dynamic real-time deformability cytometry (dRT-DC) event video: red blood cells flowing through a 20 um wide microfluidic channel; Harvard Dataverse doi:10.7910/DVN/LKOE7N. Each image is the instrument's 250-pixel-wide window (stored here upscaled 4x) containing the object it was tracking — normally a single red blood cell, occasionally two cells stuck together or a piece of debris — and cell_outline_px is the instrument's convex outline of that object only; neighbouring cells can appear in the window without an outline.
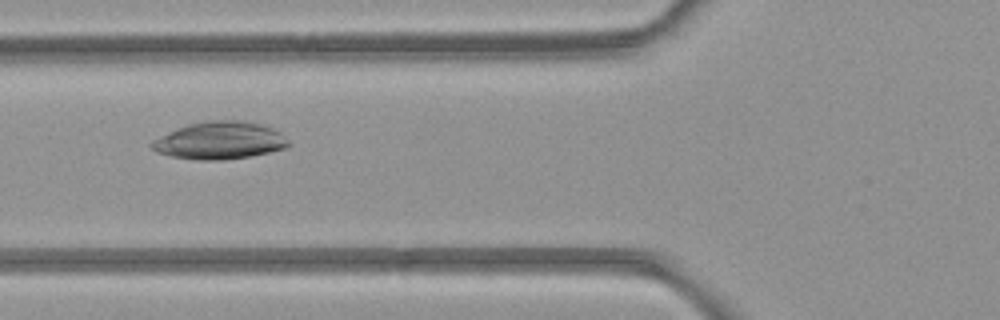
{"species": "common noctule bat (a hibernating species)", "species_latin": "Nyctalus noctula", "temperature_condition": "room temperature", "stored_images_in_passage": 5, "camera_frame_rate_fps": 3000, "um_per_image_px": 0.085, "animal": {"sex": "female", "body_mass_g": 21.9}, "frame": {"image": 1, "passage_image": 5, "time_ms": 4.667, "image_size_px": [1000, 320], "cell_outline_px": [[292, 144], [288, 148], [252, 156], [224, 160], [196, 160], [172, 156], [156, 152], [148, 144], [152, 140], [160, 136], [188, 124], [204, 120], [244, 120], [264, 124], [280, 132]], "centroid_in_image_um": [18.71, 11.94], "position_along_channel_um": 107.1, "area_um2": 30.29}}